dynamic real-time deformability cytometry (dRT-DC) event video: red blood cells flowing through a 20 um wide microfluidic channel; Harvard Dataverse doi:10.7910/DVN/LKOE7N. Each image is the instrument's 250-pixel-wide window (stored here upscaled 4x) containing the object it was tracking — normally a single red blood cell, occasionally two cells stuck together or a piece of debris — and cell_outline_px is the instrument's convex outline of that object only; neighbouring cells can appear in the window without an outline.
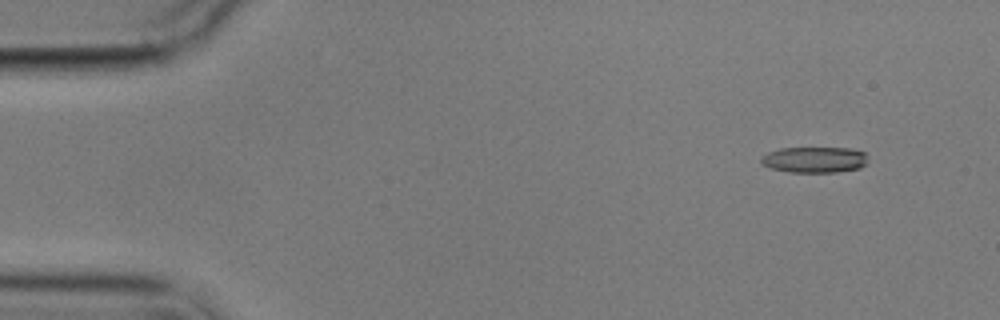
{"species": "common noctule bat (a hibernating species)", "species_latin": "Nyctalus noctula", "temperature_condition": "cold", "stored_images_in_passage": 5, "camera_frame_rate_fps": 3000, "um_per_image_px": 0.085, "animal": {"sex": "male", "body_mass_g": 17.9}, "frame": {"image": 1, "passage_image": 2, "time_ms": 1.333, "image_size_px": [1000, 320], "cell_outline_px": [[868, 164], [860, 168], [836, 172], [788, 172], [772, 168], [764, 164], [760, 160], [760, 156], [768, 152], [780, 148], [852, 148], [864, 152], [868, 160]], "centroid_in_image_um": [69.26, 13.57], "position_along_channel_um": 15.7, "area_um2": 16.24}}
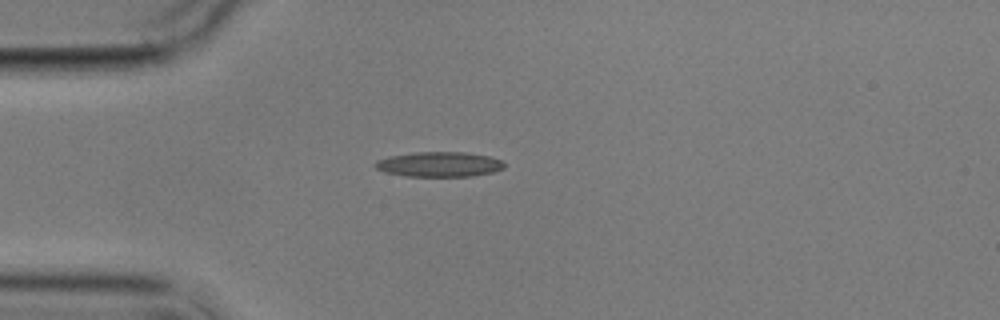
{"frame": {"image": 2, "passage_image": 5, "time_ms": 4.667, "image_size_px": [1000, 320], "cell_outline_px": [[504, 168], [492, 172], [472, 176], [404, 176], [384, 172], [376, 168], [372, 164], [376, 160], [388, 156], [416, 152], [464, 152], [488, 156], [500, 160], [504, 164]], "centroid_in_image_um": [37.27, 13.96], "position_along_channel_um": 47.7, "area_um2": 18.79}}